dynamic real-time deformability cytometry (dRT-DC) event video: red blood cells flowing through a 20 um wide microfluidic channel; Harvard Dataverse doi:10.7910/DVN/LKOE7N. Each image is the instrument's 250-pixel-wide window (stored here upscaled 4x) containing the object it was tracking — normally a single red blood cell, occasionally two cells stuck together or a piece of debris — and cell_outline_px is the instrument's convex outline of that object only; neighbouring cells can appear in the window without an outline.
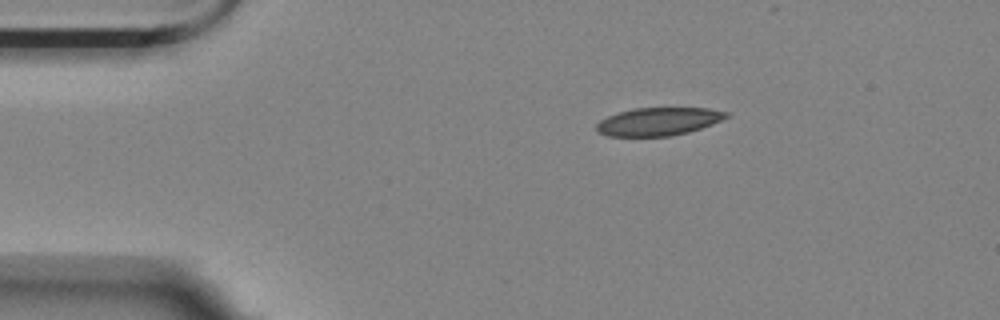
{"species": "Egyptian fruit bat (a non-hibernating species)", "species_latin": "Rousettus aegyptiacus", "temperature_condition": "room temperature", "stored_images_in_passage": 3, "camera_frame_rate_fps": 3000, "um_per_image_px": 0.085, "animal": {"sex": "female"}, "frame": {"image": 1, "passage_image": 1, "time_ms": 0.0, "image_size_px": [1000, 320], "cell_outline_px": [[728, 116], [712, 124], [688, 132], [672, 136], [608, 136], [596, 132], [596, 124], [600, 120], [608, 116], [632, 108], [708, 108], [728, 112]], "centroid_in_image_um": [55.93, 10.33], "position_along_channel_um": 29.1, "area_um2": 21.1}}
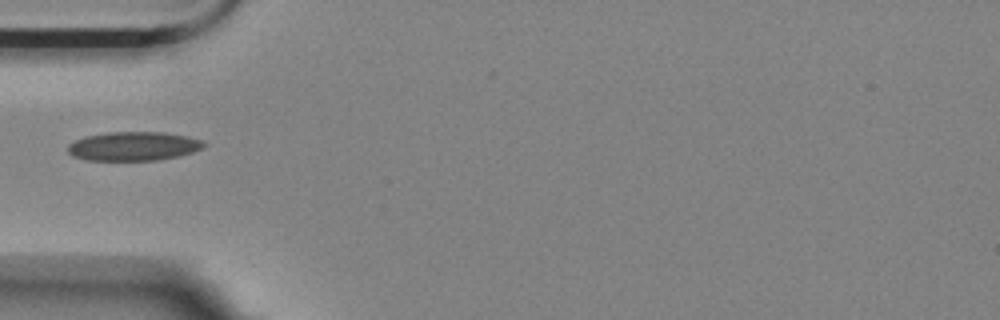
{"frame": {"image": 2, "passage_image": 3, "time_ms": 2.667, "image_size_px": [1000, 320], "cell_outline_px": [[208, 144], [204, 148], [180, 156], [156, 160], [88, 160], [72, 156], [68, 152], [68, 144], [84, 136], [108, 132], [164, 132], [204, 140]], "centroid_in_image_um": [11.37, 12.42], "position_along_channel_um": 73.6, "area_um2": 23.06}}